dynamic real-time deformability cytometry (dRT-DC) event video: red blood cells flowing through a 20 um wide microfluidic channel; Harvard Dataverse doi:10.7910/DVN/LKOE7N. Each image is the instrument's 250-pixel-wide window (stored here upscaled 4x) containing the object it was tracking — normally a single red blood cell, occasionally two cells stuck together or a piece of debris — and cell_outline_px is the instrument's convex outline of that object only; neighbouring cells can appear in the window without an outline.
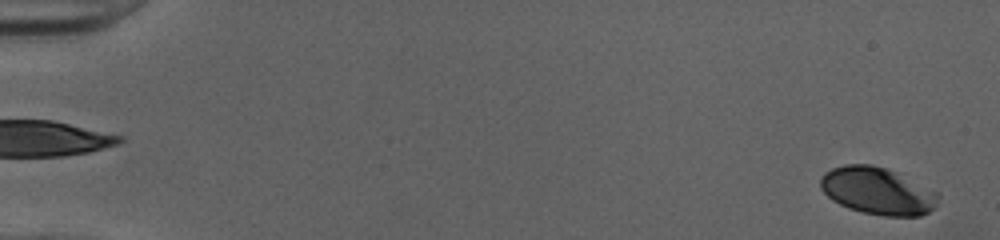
{"species": "human", "species_latin": "Homo sapiens", "temperature_condition": "cold", "stored_images_in_passage": 52, "camera_frame_rate_fps": 3000, "um_per_image_px": 0.085, "donor": {"sex": "female"}, "frame": {"image": 1, "passage_image": 2, "time_ms": 0.333, "image_size_px": [1000, 240], "cell_outline_px": [[940, 196], [936, 204], [928, 212], [920, 216], [884, 216], [864, 212], [848, 208], [832, 200], [820, 188], [820, 176], [824, 172], [832, 168], [844, 164], [872, 164], [896, 172], [936, 192]], "centroid_in_image_um": [74.55, 16.22], "position_along_channel_um": 10.5, "area_um2": 32.19}}
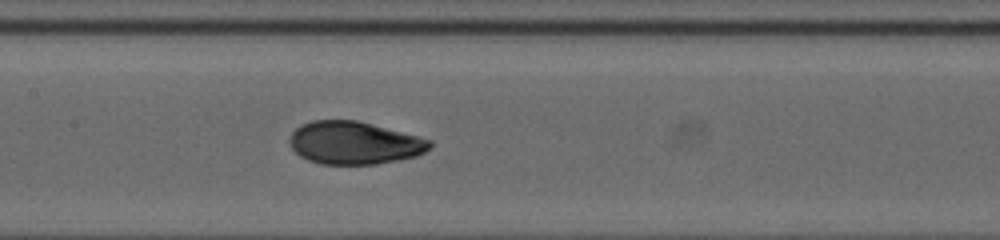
{"frame": {"image": 2, "passage_image": 27, "time_ms": 8.667, "image_size_px": [1000, 240], "cell_outline_px": [[432, 148], [416, 156], [376, 164], [320, 164], [308, 160], [300, 156], [292, 148], [288, 140], [292, 132], [300, 124], [312, 120], [356, 120], [420, 136], [432, 140]], "centroid_in_image_um": [30.11, 12.14], "position_along_channel_um": 177.3, "area_um2": 35.08}}
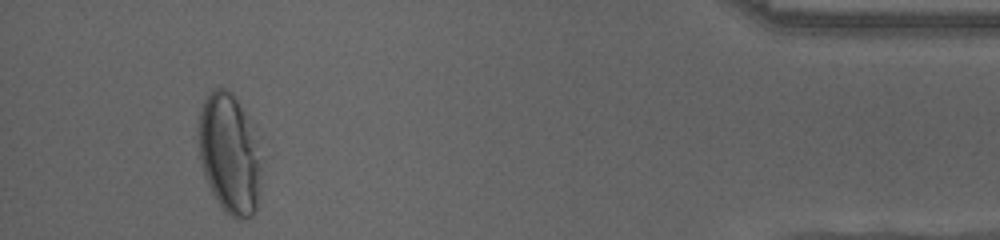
{"frame": {"image": 3, "passage_image": 49, "time_ms": 16.0, "image_size_px": [1000, 240], "cell_outline_px": [[264, 160], [260, 188], [256, 208], [252, 216], [244, 220], [236, 220], [224, 212], [216, 200], [204, 176], [200, 156], [200, 112], [204, 100], [216, 88], [228, 88], [232, 92], [240, 104], [248, 120], [264, 156]], "centroid_in_image_um": [19.57, 13.14], "position_along_channel_um": 415.6, "area_um2": 44.39}, "authors_computed_cell_mechanics": {"area_um2": 34.68, "velocity_mm_per_s": 4.0248, "shape_relaxation_time_tau1_ms": 8.4905, "shape_relaxation_time_tau2_ms": 0.7495, "deformation_change_tau1": 0.2573, "deformation_change_tau2": 0.0494}}